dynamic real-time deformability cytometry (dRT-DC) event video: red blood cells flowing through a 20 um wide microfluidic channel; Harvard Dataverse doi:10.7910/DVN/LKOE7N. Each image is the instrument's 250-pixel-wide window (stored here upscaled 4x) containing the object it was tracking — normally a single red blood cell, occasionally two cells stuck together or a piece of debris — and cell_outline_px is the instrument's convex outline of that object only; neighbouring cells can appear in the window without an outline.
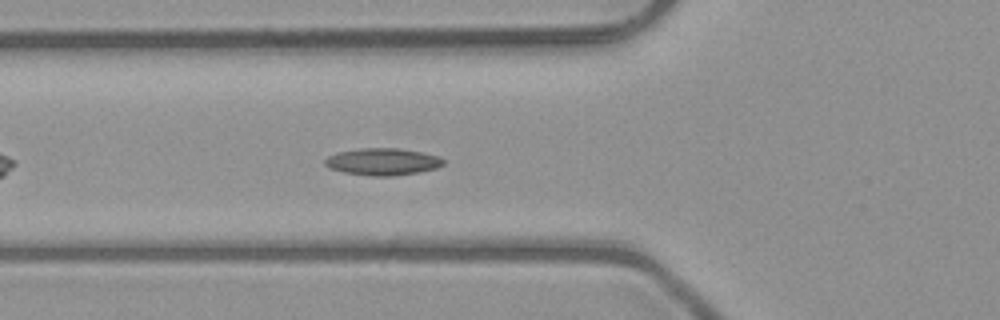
{"species": "common noctule bat (a hibernating species)", "species_latin": "Nyctalus noctula", "temperature_condition": "room temperature", "stored_images_in_passage": 40, "camera_frame_rate_fps": 3000, "um_per_image_px": 0.085, "animal": {"sex": "male", "body_mass_g": 23.1, "forearm_length_mm": 52.7}, "frame": {"image": 1, "passage_image": 7, "time_ms": 2.0, "image_size_px": [1000, 320], "cell_outline_px": [[444, 164], [436, 168], [396, 176], [368, 176], [344, 172], [332, 168], [324, 164], [324, 160], [328, 156], [336, 152], [360, 148], [400, 148], [440, 156], [444, 160]], "centroid_in_image_um": [32.52, 13.74], "position_along_channel_um": 93.3, "area_um2": 18.67}}
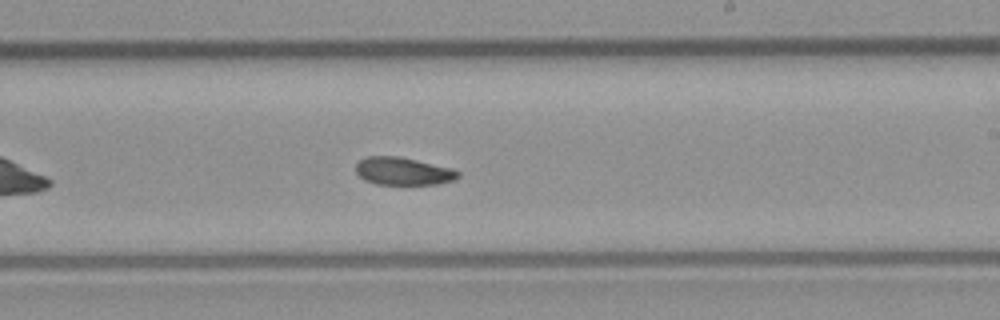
{"frame": {"image": 2, "passage_image": 19, "time_ms": 6.0, "image_size_px": [1000, 320], "cell_outline_px": [[460, 176], [452, 180], [436, 184], [376, 184], [364, 180], [356, 172], [356, 164], [360, 160], [368, 156], [400, 156], [452, 168], [460, 172]], "centroid_in_image_um": [34.26, 14.54], "position_along_channel_um": 254.7, "area_um2": 16.47}}
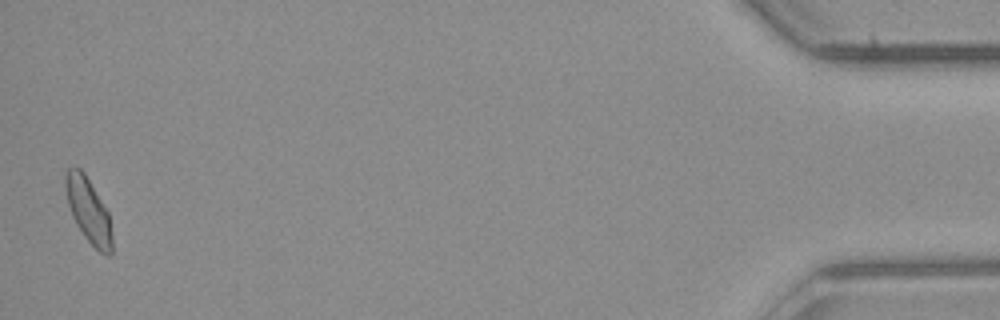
{"frame": {"image": 3, "passage_image": 39, "time_ms": 12.667, "image_size_px": [1000, 320], "cell_outline_px": [[112, 252], [108, 256], [100, 252], [84, 236], [76, 224], [72, 216], [68, 204], [64, 188], [64, 176], [68, 168], [80, 168], [84, 172], [108, 212], [112, 232]], "centroid_in_image_um": [7.5, 17.88], "position_along_channel_um": 427.7, "area_um2": 17.46}, "authors_computed_cell_mechanics": {"area_um2": 17.1666, "velocity_mm_per_s": 4.0103, "shape_relaxation_time_tau1_ms": null, "shape_relaxation_time_tau2_ms": 6.5233, "deformation_change_tau1": null, "deformation_change_tau2": 0.1223}}